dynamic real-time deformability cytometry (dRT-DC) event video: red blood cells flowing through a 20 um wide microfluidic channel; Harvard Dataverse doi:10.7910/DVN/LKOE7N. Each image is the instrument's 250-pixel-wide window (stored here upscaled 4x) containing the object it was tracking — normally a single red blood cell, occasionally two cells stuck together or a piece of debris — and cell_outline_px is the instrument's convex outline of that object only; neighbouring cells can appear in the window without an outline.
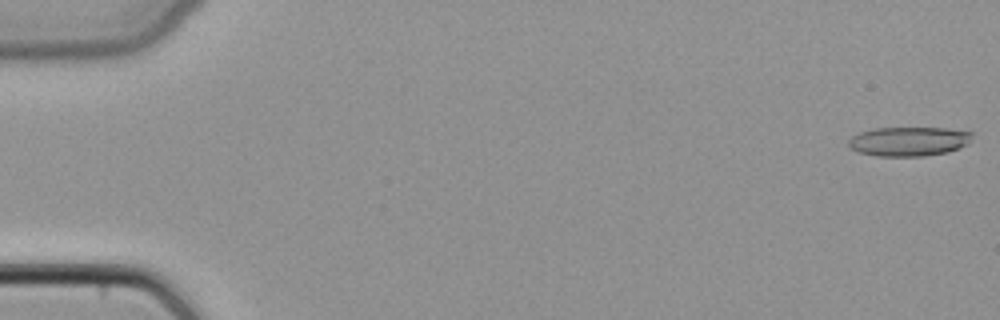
{"species": "common noctule bat (a hibernating species)", "species_latin": "Nyctalus noctula", "temperature_condition": "cold", "stored_images_in_passage": 48, "camera_frame_rate_fps": 3000, "um_per_image_px": 0.085, "animal": {"sex": "female", "body_mass_g": 22.7, "forearm_length_mm": 54.2}, "frame": {"image": 1, "passage_image": 1, "time_ms": 0.0, "image_size_px": [1000, 320], "cell_outline_px": [[972, 136], [968, 144], [960, 148], [948, 152], [924, 156], [876, 156], [860, 152], [852, 148], [848, 144], [848, 140], [852, 136], [860, 132], [872, 128], [944, 128], [972, 132]], "centroid_in_image_um": [77.26, 12.02], "position_along_channel_um": 7.7, "area_um2": 21.1}}
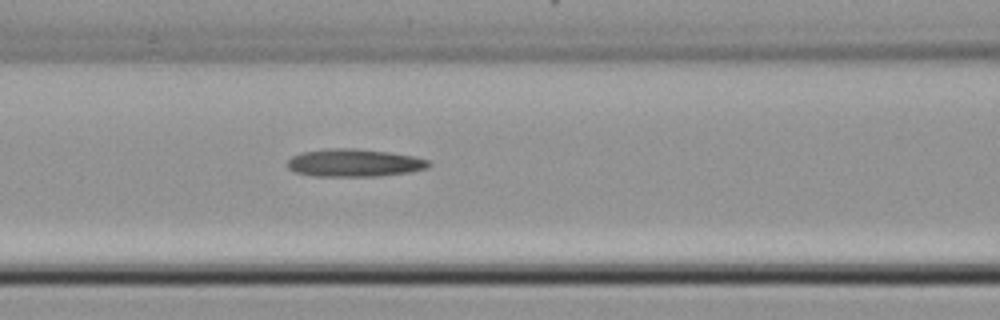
{"frame": {"image": 2, "passage_image": 21, "time_ms": 6.667, "image_size_px": [1000, 320], "cell_outline_px": [[432, 164], [428, 168], [412, 172], [380, 176], [312, 176], [296, 172], [288, 168], [284, 164], [292, 156], [300, 152], [332, 148], [352, 148], [388, 152], [416, 156], [428, 160]], "centroid_in_image_um": [30.12, 13.84], "position_along_channel_um": 136.5, "area_um2": 23.12}}
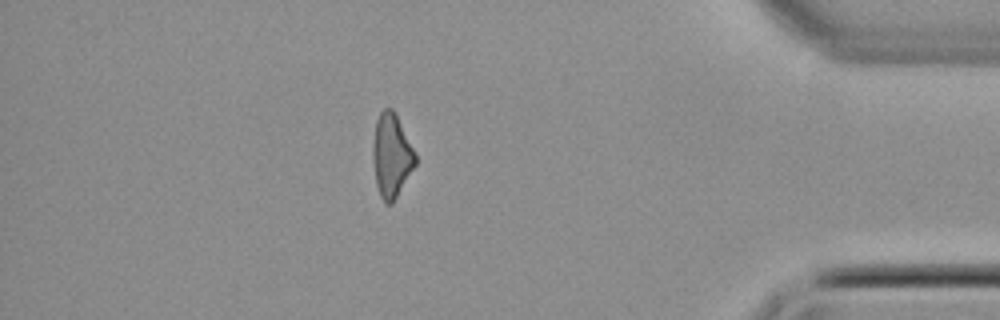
{"frame": {"image": 3, "passage_image": 42, "time_ms": 13.667, "image_size_px": [1000, 320], "cell_outline_px": [[416, 164], [392, 204], [384, 204], [380, 196], [376, 184], [372, 160], [372, 144], [376, 120], [380, 112], [384, 108], [392, 108], [396, 112], [416, 156]], "centroid_in_image_um": [33.25, 13.21], "position_along_channel_um": 402.0, "area_um2": 20.81}}